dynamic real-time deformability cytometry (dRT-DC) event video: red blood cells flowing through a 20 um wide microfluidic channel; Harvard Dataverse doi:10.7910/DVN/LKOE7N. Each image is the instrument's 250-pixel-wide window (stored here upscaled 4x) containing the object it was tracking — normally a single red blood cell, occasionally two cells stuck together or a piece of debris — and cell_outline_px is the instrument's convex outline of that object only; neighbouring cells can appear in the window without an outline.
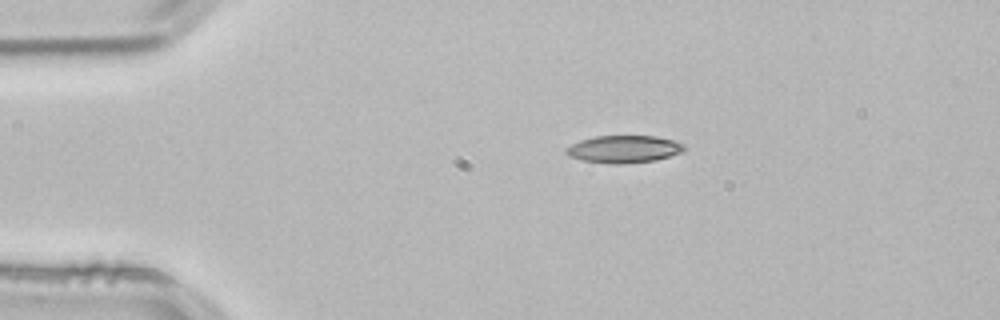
{"species": "common noctule bat (a hibernating species)", "species_latin": "Nyctalus noctula", "temperature_condition": "room temperature", "stored_images_in_passage": 43, "camera_frame_rate_fps": 3000, "um_per_image_px": 0.085, "animal": {"sex": "male", "body_mass_g": 21.5, "forearm_length_mm": 52.0}, "frame": {"image": 1, "passage_image": 1, "time_ms": 0.0, "image_size_px": [1000, 320], "cell_outline_px": [[684, 152], [656, 160], [624, 164], [612, 164], [580, 160], [568, 156], [564, 152], [564, 148], [580, 140], [596, 136], [656, 136], [672, 140], [684, 144]], "centroid_in_image_um": [53.0, 12.68], "position_along_channel_um": 32.0, "area_um2": 19.02}}
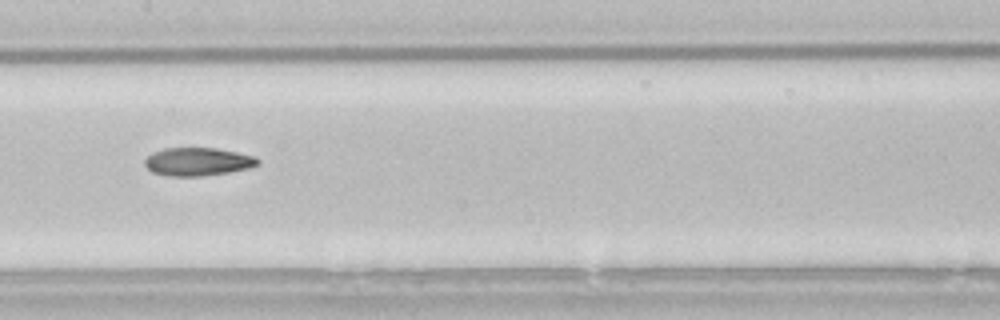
{"frame": {"image": 2, "passage_image": 17, "time_ms": 5.333, "image_size_px": [1000, 320], "cell_outline_px": [[260, 164], [248, 168], [228, 172], [200, 176], [168, 176], [152, 172], [144, 164], [144, 160], [152, 152], [164, 148], [216, 148], [256, 156], [260, 160]], "centroid_in_image_um": [16.81, 13.74], "position_along_channel_um": 190.6, "area_um2": 18.55}}
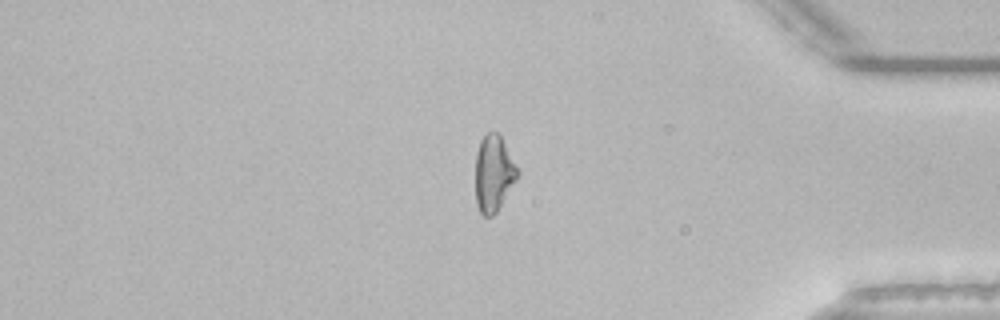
{"frame": {"image": 3, "passage_image": 35, "time_ms": 11.333, "image_size_px": [1000, 320], "cell_outline_px": [[520, 172], [516, 180], [496, 212], [492, 216], [484, 216], [480, 212], [476, 204], [476, 152], [480, 140], [488, 132], [496, 132], [500, 136]], "centroid_in_image_um": [41.95, 14.75], "position_along_channel_um": 393.3, "area_um2": 18.44}, "authors_computed_cell_mechanics": {"area_um2": 19.0162, "velocity_mm_per_s": 3.8497, "shape_relaxation_time_tau1_ms": null, "shape_relaxation_time_tau2_ms": 3.7169, "deformation_change_tau1": null, "deformation_change_tau2": 0.1125}}